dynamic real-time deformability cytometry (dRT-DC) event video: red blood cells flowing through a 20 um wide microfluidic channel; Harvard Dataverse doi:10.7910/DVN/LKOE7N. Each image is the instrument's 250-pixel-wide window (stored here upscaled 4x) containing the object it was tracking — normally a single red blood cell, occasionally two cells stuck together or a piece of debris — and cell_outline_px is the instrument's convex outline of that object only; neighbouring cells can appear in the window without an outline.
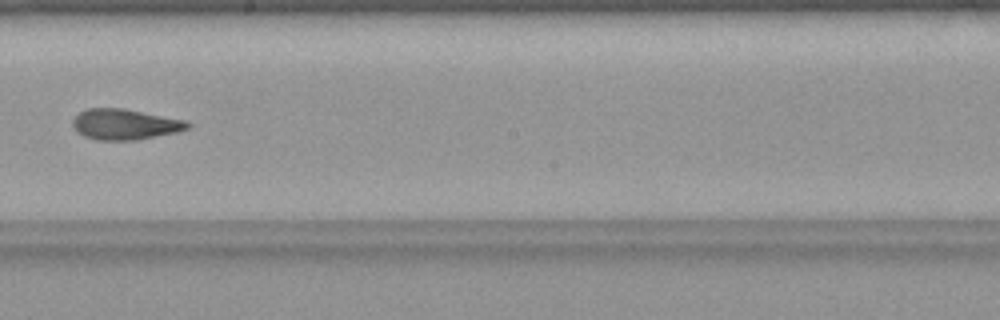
{"species": "common noctule bat (a hibernating species)", "species_latin": "Nyctalus noctula", "temperature_condition": "warm", "stored_images_in_passage": 31, "camera_frame_rate_fps": 3000, "um_per_image_px": 0.085, "animal": {"sex": "female", "body_mass_g": 19.9}, "frame": {"image": 1, "passage_image": 14, "time_ms": 4.333, "image_size_px": [1000, 320], "cell_outline_px": [[192, 124], [188, 128], [176, 132], [136, 140], [96, 140], [84, 136], [76, 132], [72, 124], [72, 120], [80, 112], [88, 108], [124, 108], [188, 120]], "centroid_in_image_um": [10.63, 10.56], "position_along_channel_um": 237.6, "area_um2": 20.69}}